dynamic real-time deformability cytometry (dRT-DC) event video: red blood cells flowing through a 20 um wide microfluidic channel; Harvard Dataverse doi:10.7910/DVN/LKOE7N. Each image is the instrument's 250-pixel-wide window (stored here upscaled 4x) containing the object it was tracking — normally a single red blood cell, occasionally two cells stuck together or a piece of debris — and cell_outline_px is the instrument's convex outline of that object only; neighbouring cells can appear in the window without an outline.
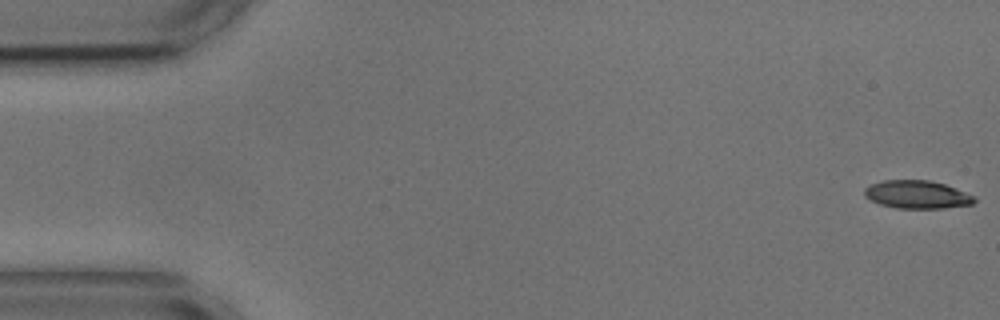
{"species": "common noctule bat (a hibernating species)", "species_latin": "Nyctalus noctula", "temperature_condition": "cold", "stored_images_in_passage": 4, "camera_frame_rate_fps": 3000, "um_per_image_px": 0.085, "animal": {"sex": "male", "body_mass_g": 17.9, "forearm_length_mm": 54.2}, "frame": {"image": 1, "passage_image": 1, "time_ms": 0.0, "image_size_px": [1000, 320], "cell_outline_px": [[976, 200], [972, 204], [944, 208], [896, 208], [880, 204], [864, 196], [864, 188], [872, 184], [884, 180], [928, 180], [944, 184], [956, 188], [976, 196]], "centroid_in_image_um": [77.97, 16.53], "position_along_channel_um": 7.0, "area_um2": 17.92}}
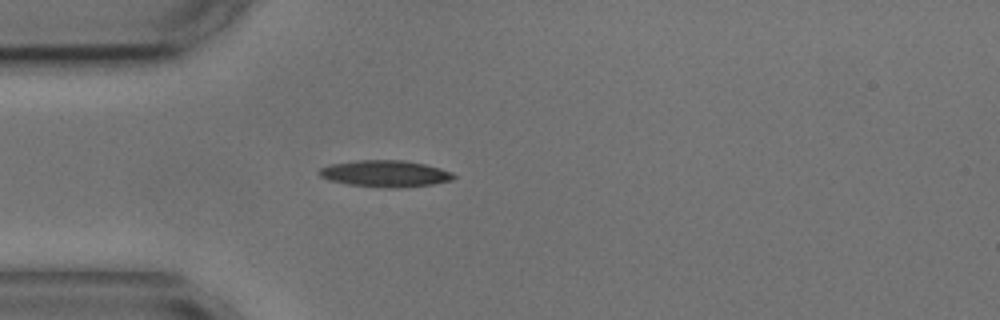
{"frame": {"image": 2, "passage_image": 4, "time_ms": 4.667, "image_size_px": [1000, 320], "cell_outline_px": [[456, 176], [452, 180], [432, 184], [404, 188], [384, 188], [348, 184], [328, 180], [320, 176], [316, 172], [320, 168], [328, 164], [356, 160], [404, 160], [424, 164], [440, 168], [452, 172]], "centroid_in_image_um": [32.71, 14.76], "position_along_channel_um": 52.3, "area_um2": 21.1}}